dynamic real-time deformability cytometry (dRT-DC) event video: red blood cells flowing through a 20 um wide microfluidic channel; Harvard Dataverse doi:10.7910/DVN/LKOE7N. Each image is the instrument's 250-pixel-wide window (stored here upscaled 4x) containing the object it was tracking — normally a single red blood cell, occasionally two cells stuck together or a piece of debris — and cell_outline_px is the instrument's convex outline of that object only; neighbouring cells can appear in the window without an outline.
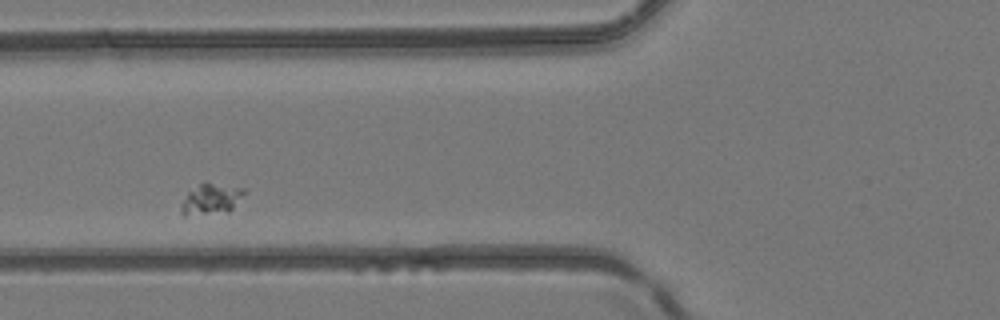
{"species": "common noctule bat (a hibernating species)", "species_latin": "Nyctalus noctula", "temperature_condition": "room temperature", "stored_images_in_passage": 4, "camera_frame_rate_fps": 3000, "um_per_image_px": 0.085, "animal": {"sex": "female", "body_mass_g": 24.6, "forearm_length_mm": 56.2}, "frame": {"image": 1, "passage_image": 2, "time_ms": 1.0, "image_size_px": [1000, 320], "cell_outline_px": [[248, 192], [228, 212], [184, 216], [180, 212], [180, 204], [188, 192], [204, 180], [244, 188]], "centroid_in_image_um": [17.95, 16.89], "position_along_channel_um": 107.9, "area_um2": 11.79}}
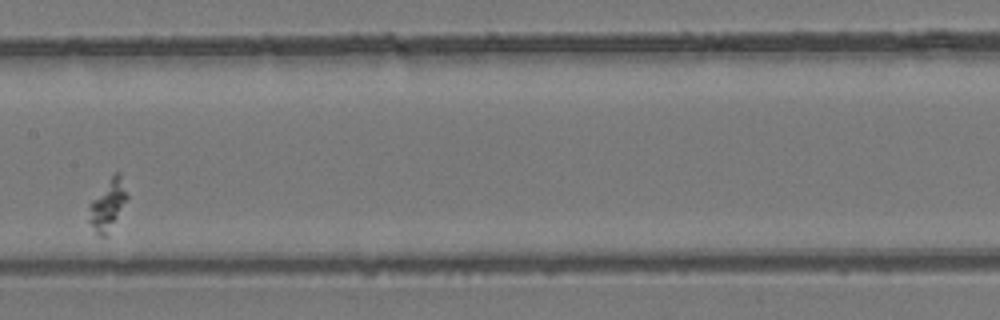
{"frame": {"image": 2, "passage_image": 4, "time_ms": 3.333, "image_size_px": [1000, 320], "cell_outline_px": [[128, 196], [108, 236], [100, 236], [96, 232], [88, 220], [88, 204], [112, 176], [116, 172], [120, 172]], "centroid_in_image_um": [9.14, 17.44], "position_along_channel_um": 198.3, "area_um2": 11.1}}